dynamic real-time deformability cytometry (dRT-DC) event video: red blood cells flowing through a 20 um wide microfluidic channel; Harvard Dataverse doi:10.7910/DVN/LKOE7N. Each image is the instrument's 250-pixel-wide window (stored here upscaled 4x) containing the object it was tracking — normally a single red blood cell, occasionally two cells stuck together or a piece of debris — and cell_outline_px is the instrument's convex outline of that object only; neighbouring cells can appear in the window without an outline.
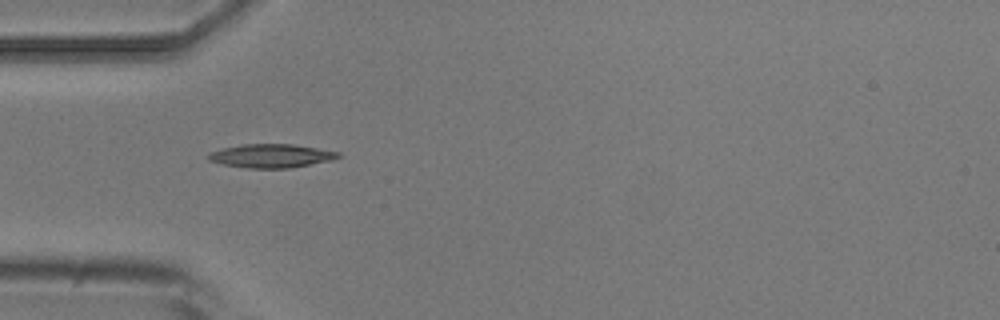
{"species": "common noctule bat (a hibernating species)", "species_latin": "Nyctalus noctula", "temperature_condition": "room temperature", "stored_images_in_passage": 4, "camera_frame_rate_fps": 3000, "um_per_image_px": 0.085, "animal": {"sex": "male", "body_mass_g": 20.5, "forearm_length_mm": 52.5}, "frame": {"image": 1, "passage_image": 4, "time_ms": 3.667, "image_size_px": [1000, 320], "cell_outline_px": [[344, 156], [332, 160], [288, 168], [248, 168], [224, 164], [208, 160], [208, 156], [212, 152], [224, 148], [244, 144], [292, 144], [340, 152]], "centroid_in_image_um": [23.11, 13.25], "position_along_channel_um": 61.9, "area_um2": 17.63}}